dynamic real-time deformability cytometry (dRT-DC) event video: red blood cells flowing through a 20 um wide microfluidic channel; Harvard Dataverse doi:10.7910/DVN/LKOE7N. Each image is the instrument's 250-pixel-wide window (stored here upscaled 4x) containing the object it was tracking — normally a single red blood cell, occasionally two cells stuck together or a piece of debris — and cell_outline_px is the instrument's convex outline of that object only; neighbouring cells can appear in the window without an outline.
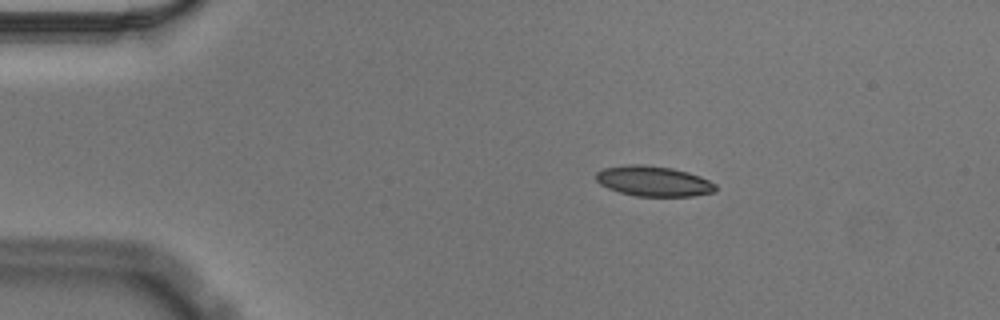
{"species": "Egyptian fruit bat (a non-hibernating species)", "species_latin": "Rousettus aegyptiacus", "temperature_condition": "cold", "stored_images_in_passage": 47, "camera_frame_rate_fps": 3000, "um_per_image_px": 0.085, "animal": {"sex": "male"}, "frame": {"image": 1, "passage_image": 1, "time_ms": 0.0, "image_size_px": [1000, 320], "cell_outline_px": [[716, 192], [692, 196], [636, 196], [620, 192], [608, 188], [600, 184], [596, 180], [596, 172], [604, 168], [628, 164], [644, 164], [672, 168], [688, 172], [700, 176], [716, 184]], "centroid_in_image_um": [55.56, 15.39], "position_along_channel_um": 29.4, "area_um2": 21.15}}
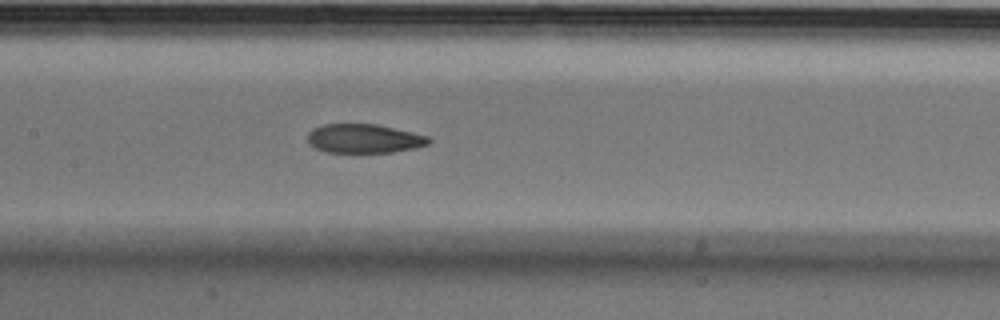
{"frame": {"image": 2, "passage_image": 18, "time_ms": 5.667, "image_size_px": [1000, 320], "cell_outline_px": [[432, 140], [428, 144], [416, 148], [392, 152], [328, 152], [316, 148], [308, 144], [308, 132], [312, 128], [324, 124], [376, 124], [412, 132], [428, 136]], "centroid_in_image_um": [30.94, 11.77], "position_along_channel_um": 176.5, "area_um2": 20.46}}
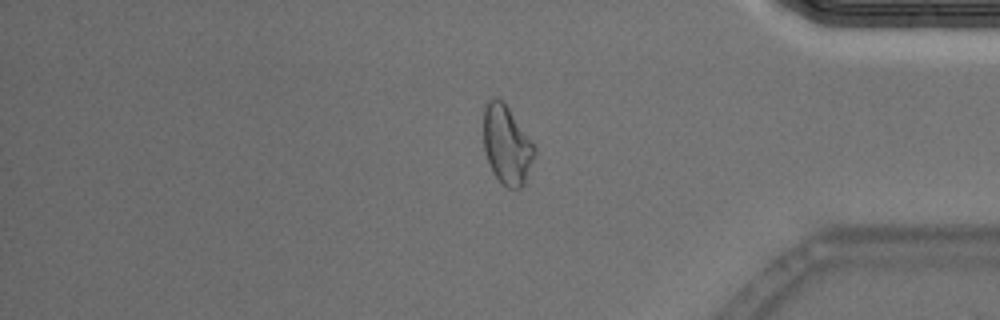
{"frame": {"image": 3, "passage_image": 38, "time_ms": 12.333, "image_size_px": [1000, 320], "cell_outline_px": [[536, 156], [524, 184], [520, 188], [508, 188], [492, 172], [484, 152], [484, 108], [488, 100], [496, 96], [508, 108], [536, 148]], "centroid_in_image_um": [43.08, 12.34], "position_along_channel_um": 392.1, "area_um2": 23.18}, "authors_computed_cell_mechanics": {"area_um2": 21.8484, "velocity_mm_per_s": 3.555, "shape_relaxation_time_tau1_ms": 5.7032, "shape_relaxation_time_tau2_ms": 2.7448, "deformation_change_tau1": 0.1377, "deformation_change_tau2": 0.0814}}